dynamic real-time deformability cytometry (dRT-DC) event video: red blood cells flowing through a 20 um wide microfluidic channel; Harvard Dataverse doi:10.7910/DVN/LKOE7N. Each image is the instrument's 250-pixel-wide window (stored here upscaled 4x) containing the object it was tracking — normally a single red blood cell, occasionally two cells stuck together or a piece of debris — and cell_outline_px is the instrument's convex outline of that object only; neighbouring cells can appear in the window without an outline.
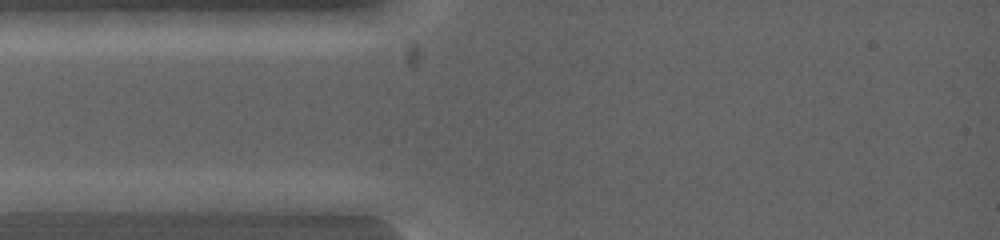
{"species": "common noctule bat (a hibernating species)", "species_latin": "Nyctalus noctula", "temperature_condition": "warm", "stored_images_in_passage": 5, "camera_frame_rate_fps": 5000, "um_per_image_px": 0.085, "animal": {"sex": "female", "body_mass_g": 19.0, "forearm_length_mm": 53.3}, "frame": {"image": 1, "passage_image": 1, "time_ms": 0.0, "image_size_px": [1000, 240], "cell_outline_px": [[124, 200], [60, 212], [28, 212], [12, 200], [16, 192], [100, 192]], "centroid_in_image_um": [5.15, 17.06], "position_along_channel_um": 79.8, "area_um2": 11.91}}